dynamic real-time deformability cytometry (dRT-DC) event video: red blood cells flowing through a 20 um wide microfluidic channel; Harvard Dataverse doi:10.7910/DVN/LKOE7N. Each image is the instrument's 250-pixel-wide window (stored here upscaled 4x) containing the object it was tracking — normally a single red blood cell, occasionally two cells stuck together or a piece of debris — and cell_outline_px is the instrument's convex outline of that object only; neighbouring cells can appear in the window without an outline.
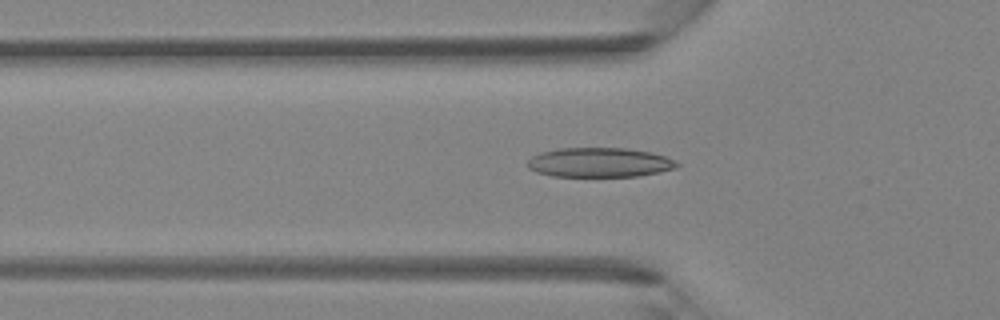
{"species": "Egyptian fruit bat (a non-hibernating species)", "species_latin": "Rousettus aegyptiacus", "temperature_condition": "room temperature", "stored_images_in_passage": 30, "camera_frame_rate_fps": 3000, "um_per_image_px": 0.085, "animal": {"sex": "female"}, "frame": {"image": 1, "passage_image": 4, "time_ms": 1.0, "image_size_px": [1000, 320], "cell_outline_px": [[680, 164], [676, 168], [636, 176], [552, 176], [536, 172], [528, 168], [528, 160], [532, 156], [540, 152], [556, 148], [628, 148], [652, 152], [664, 156]], "centroid_in_image_um": [50.91, 13.8], "position_along_channel_um": 74.9, "area_um2": 25.61}}
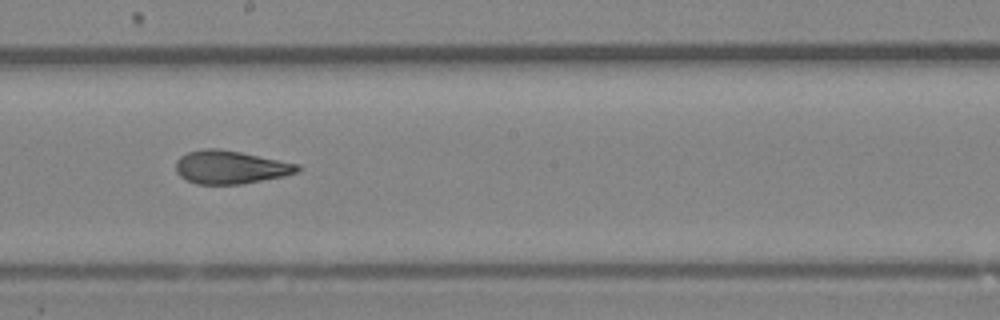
{"frame": {"image": 2, "passage_image": 14, "time_ms": 4.333, "image_size_px": [1000, 320], "cell_outline_px": [[300, 168], [296, 172], [284, 176], [240, 184], [196, 184], [184, 180], [176, 172], [176, 160], [180, 156], [188, 152], [200, 148], [220, 148], [300, 164]], "centroid_in_image_um": [19.54, 14.2], "position_along_channel_um": 228.7, "area_um2": 23.64}}
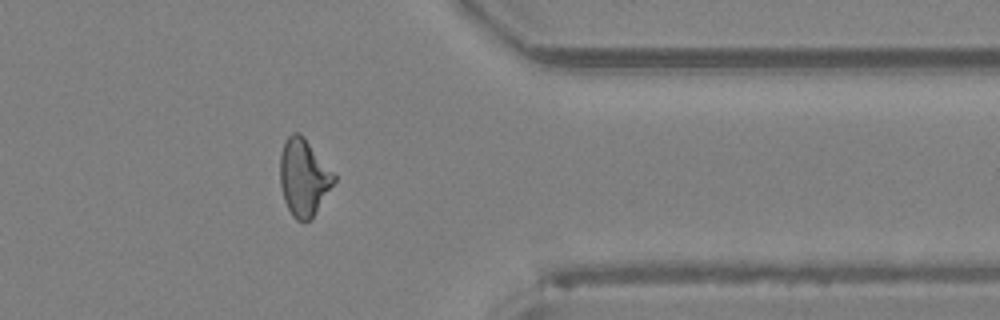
{"frame": {"image": 3, "passage_image": 25, "time_ms": 8.0, "image_size_px": [1000, 320], "cell_outline_px": [[336, 180], [312, 220], [296, 220], [292, 216], [284, 200], [280, 184], [280, 156], [284, 144], [288, 136], [292, 132], [300, 132], [304, 136], [336, 176]], "centroid_in_image_um": [25.81, 15.09], "position_along_channel_um": 385.6, "area_um2": 24.16}}